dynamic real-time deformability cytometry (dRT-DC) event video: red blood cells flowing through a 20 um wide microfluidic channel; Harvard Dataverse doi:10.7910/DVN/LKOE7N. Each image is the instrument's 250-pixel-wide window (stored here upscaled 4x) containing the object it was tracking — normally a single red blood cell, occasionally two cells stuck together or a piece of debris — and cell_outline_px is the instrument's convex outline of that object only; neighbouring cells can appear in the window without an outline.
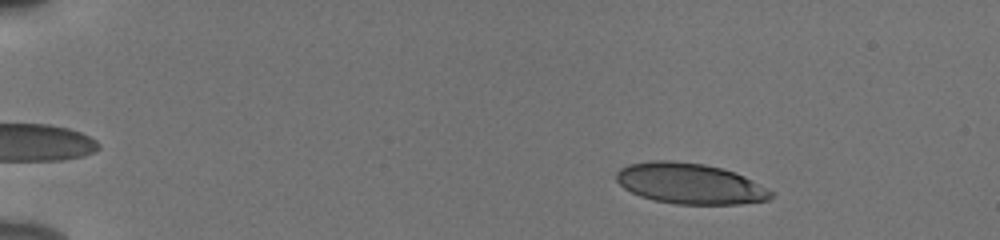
{"species": "human", "species_latin": "Homo sapiens", "temperature_condition": "cold", "stored_images_in_passage": 54, "camera_frame_rate_fps": 3000, "um_per_image_px": 0.085, "donor": {"sex": "male"}, "frame": {"image": 1, "passage_image": 8, "time_ms": 2.333, "image_size_px": [1000, 240], "cell_outline_px": [[772, 196], [768, 200], [740, 204], [676, 204], [652, 200], [640, 196], [624, 188], [616, 180], [616, 172], [620, 168], [628, 164], [652, 160], [672, 160], [704, 164], [724, 168], [744, 176], [752, 180], [772, 192]], "centroid_in_image_um": [58.6, 15.6], "position_along_channel_um": 26.4, "area_um2": 36.76}}
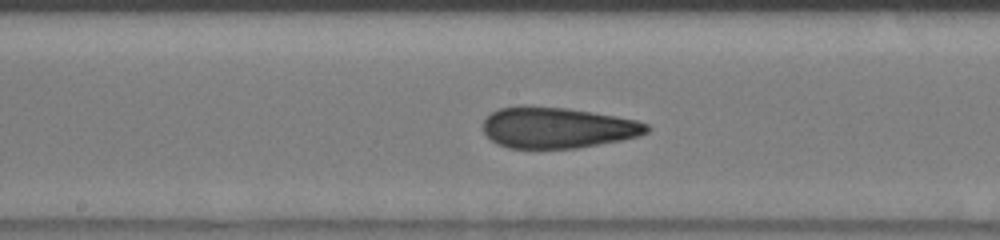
{"frame": {"image": 2, "passage_image": 30, "time_ms": 9.667, "image_size_px": [1000, 240], "cell_outline_px": [[652, 128], [648, 132], [640, 136], [620, 140], [576, 148], [508, 148], [496, 144], [484, 132], [484, 120], [492, 112], [500, 108], [524, 104], [568, 108], [616, 116], [636, 120], [648, 124]], "centroid_in_image_um": [47.38, 10.84], "position_along_channel_um": 200.8, "area_um2": 39.3}}
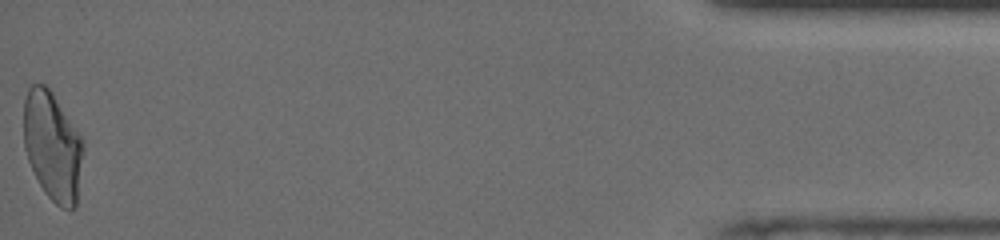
{"frame": {"image": 3, "passage_image": 54, "time_ms": 17.667, "image_size_px": [1000, 240], "cell_outline_px": [[84, 152], [76, 208], [60, 208], [44, 192], [28, 160], [24, 148], [24, 100], [28, 88], [32, 84], [44, 84], [52, 92], [84, 140]], "centroid_in_image_um": [4.48, 12.43], "position_along_channel_um": 430.7, "area_um2": 37.97}, "authors_computed_cell_mechanics": {"area_um2": 38.3792, "velocity_mm_per_s": 3.8526, "shape_relaxation_time_tau1_ms": 9.5742, "shape_relaxation_time_tau2_ms": 1.422, "deformation_change_tau1": 0.2473, "deformation_change_tau2": 0.0954}}